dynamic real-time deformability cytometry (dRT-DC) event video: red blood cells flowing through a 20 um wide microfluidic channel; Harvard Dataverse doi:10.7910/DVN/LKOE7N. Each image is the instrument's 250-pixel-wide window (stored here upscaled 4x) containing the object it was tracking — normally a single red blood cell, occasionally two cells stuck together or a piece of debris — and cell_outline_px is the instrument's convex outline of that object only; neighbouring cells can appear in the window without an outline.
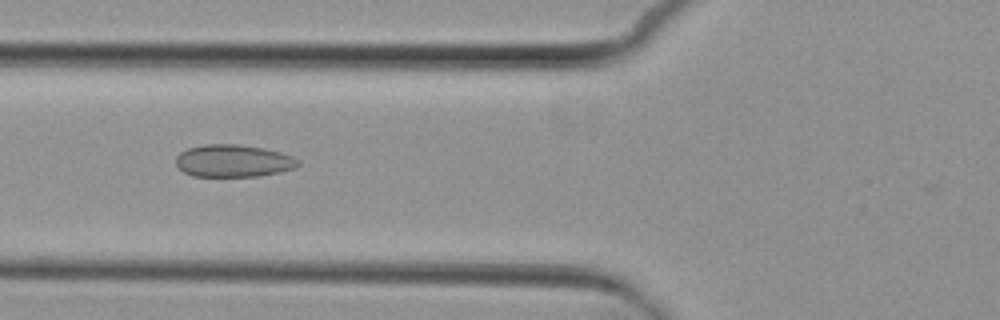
{"species": "common noctule bat (a hibernating species)", "species_latin": "Nyctalus noctula", "temperature_condition": "cold", "stored_images_in_passage": 9, "camera_frame_rate_fps": 3000, "um_per_image_px": 0.085, "animal": {"sex": "female", "body_mass_g": 29.2, "forearm_length_mm": 56.3}, "frame": {"image": 1, "passage_image": 5, "time_ms": 5.667, "image_size_px": [1000, 320], "cell_outline_px": [[300, 164], [296, 168], [280, 172], [260, 176], [192, 176], [184, 172], [176, 164], [176, 156], [180, 152], [188, 148], [204, 144], [236, 144], [264, 148], [280, 152], [292, 156], [300, 160]], "centroid_in_image_um": [19.85, 13.67], "position_along_channel_um": 105.9, "area_um2": 23.18}}
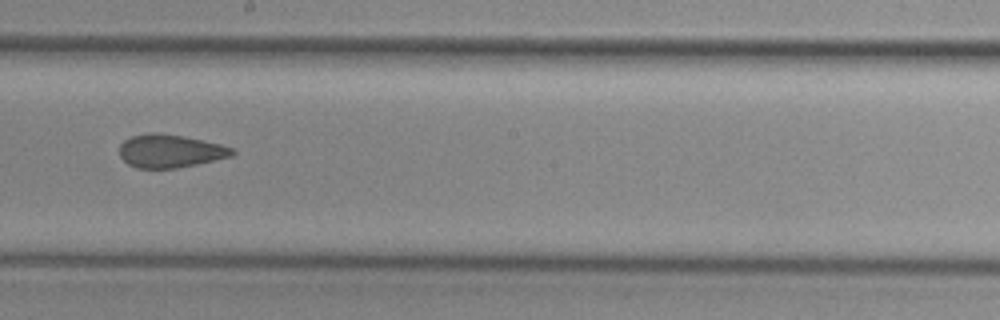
{"frame": {"image": 2, "passage_image": 8, "time_ms": 9.0, "image_size_px": [1000, 320], "cell_outline_px": [[236, 152], [232, 156], [196, 164], [176, 168], [136, 168], [128, 164], [120, 156], [120, 144], [124, 140], [132, 136], [148, 132], [156, 132], [184, 136], [220, 144], [232, 148]], "centroid_in_image_um": [14.44, 12.83], "position_along_channel_um": 233.8, "area_um2": 21.73}}
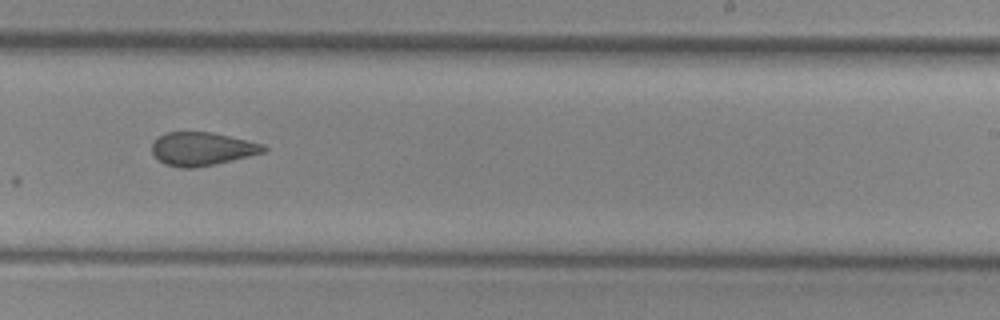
{"frame": {"image": 3, "passage_image": 9, "time_ms": 10.0, "image_size_px": [1000, 320], "cell_outline_px": [[268, 148], [264, 152], [232, 160], [196, 168], [180, 168], [164, 164], [152, 152], [152, 144], [156, 136], [164, 132], [212, 132], [264, 144]], "centroid_in_image_um": [17.14, 12.65], "position_along_channel_um": 271.9, "area_um2": 21.73}}